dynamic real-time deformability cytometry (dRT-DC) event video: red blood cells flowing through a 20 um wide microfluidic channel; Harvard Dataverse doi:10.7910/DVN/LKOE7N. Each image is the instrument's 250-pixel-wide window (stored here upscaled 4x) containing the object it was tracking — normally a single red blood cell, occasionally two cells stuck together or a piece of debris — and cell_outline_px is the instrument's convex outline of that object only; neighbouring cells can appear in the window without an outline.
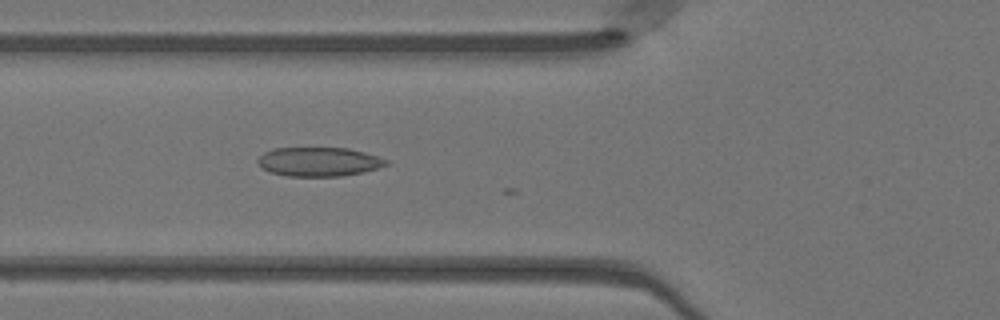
{"species": "Egyptian fruit bat (a non-hibernating species)", "species_latin": "Rousettus aegyptiacus", "temperature_condition": "warm", "stored_images_in_passage": 22, "camera_frame_rate_fps": 3000, "um_per_image_px": 0.085, "animal": {"sex": "female"}, "frame": {"image": 1, "passage_image": 18, "time_ms": 5.667, "image_size_px": [1000, 320], "cell_outline_px": [[388, 164], [380, 168], [364, 172], [340, 176], [288, 176], [272, 172], [260, 168], [256, 160], [264, 152], [272, 148], [348, 148], [364, 152], [388, 160]], "centroid_in_image_um": [27.09, 13.75], "position_along_channel_um": 98.7, "area_um2": 21.79}}
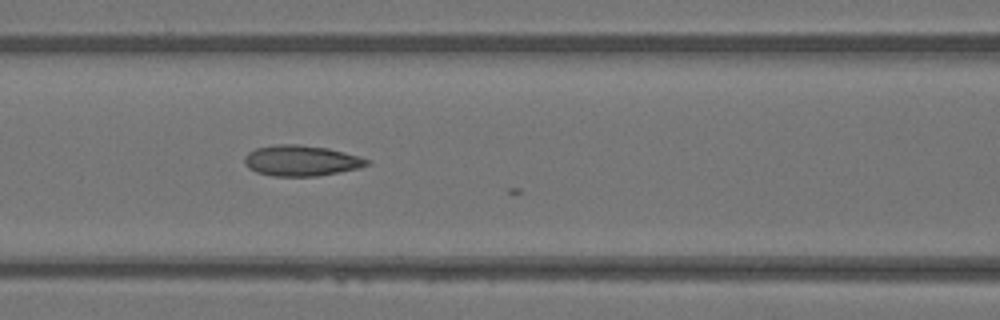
{"frame": {"image": 2, "passage_image": 21, "time_ms": 6.667, "image_size_px": [1000, 320], "cell_outline_px": [[372, 164], [360, 168], [340, 172], [316, 176], [272, 176], [256, 172], [248, 168], [244, 164], [244, 156], [248, 152], [256, 148], [276, 144], [296, 144], [328, 148], [360, 156], [372, 160]], "centroid_in_image_um": [25.63, 13.65], "position_along_channel_um": 141.0, "area_um2": 22.2}}